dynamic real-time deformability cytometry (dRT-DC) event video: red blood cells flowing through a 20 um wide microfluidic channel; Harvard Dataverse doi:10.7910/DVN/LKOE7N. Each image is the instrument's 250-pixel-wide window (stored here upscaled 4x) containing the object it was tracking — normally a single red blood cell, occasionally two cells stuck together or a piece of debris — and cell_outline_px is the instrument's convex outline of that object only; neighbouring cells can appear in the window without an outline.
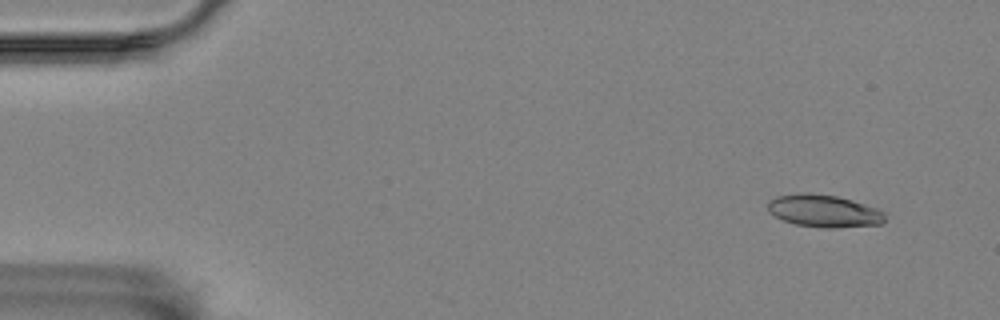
{"species": "Egyptian fruit bat (a non-hibernating species)", "species_latin": "Rousettus aegyptiacus", "temperature_condition": "room temperature", "stored_images_in_passage": 2, "camera_frame_rate_fps": 3000, "um_per_image_px": 0.085, "animal": {"sex": "female"}, "frame": {"image": 1, "passage_image": 1, "time_ms": 0.0, "image_size_px": [1000, 320], "cell_outline_px": [[884, 220], [880, 224], [836, 228], [820, 228], [796, 224], [784, 220], [768, 212], [768, 200], [776, 196], [800, 192], [812, 192], [836, 196], [852, 200], [876, 208], [884, 212]], "centroid_in_image_um": [70.0, 17.92], "position_along_channel_um": 15.0, "area_um2": 22.25}}